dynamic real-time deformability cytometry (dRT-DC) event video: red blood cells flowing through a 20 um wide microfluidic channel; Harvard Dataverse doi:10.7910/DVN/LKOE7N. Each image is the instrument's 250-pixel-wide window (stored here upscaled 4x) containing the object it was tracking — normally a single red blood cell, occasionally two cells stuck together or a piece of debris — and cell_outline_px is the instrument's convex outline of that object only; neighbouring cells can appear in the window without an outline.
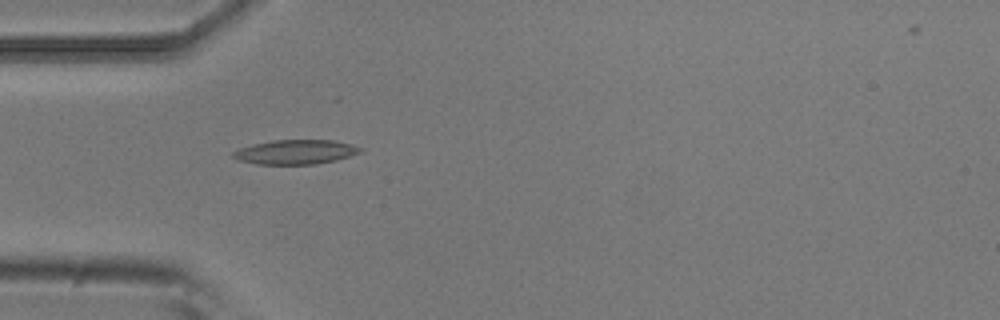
{"species": "common noctule bat (a hibernating species)", "species_latin": "Nyctalus noctula", "temperature_condition": "room temperature", "stored_images_in_passage": 5, "camera_frame_rate_fps": 3000, "um_per_image_px": 0.085, "animal": {"sex": "male", "body_mass_g": 20.5, "forearm_length_mm": 52.5}, "frame": {"image": 1, "passage_image": 4, "time_ms": 1.0, "image_size_px": [1000, 320], "cell_outline_px": [[364, 148], [360, 152], [336, 160], [316, 164], [256, 164], [240, 160], [232, 156], [232, 152], [240, 148], [252, 144], [272, 140], [332, 140], [352, 144]], "centroid_in_image_um": [25.12, 12.91], "position_along_channel_um": 59.9, "area_um2": 18.03}}
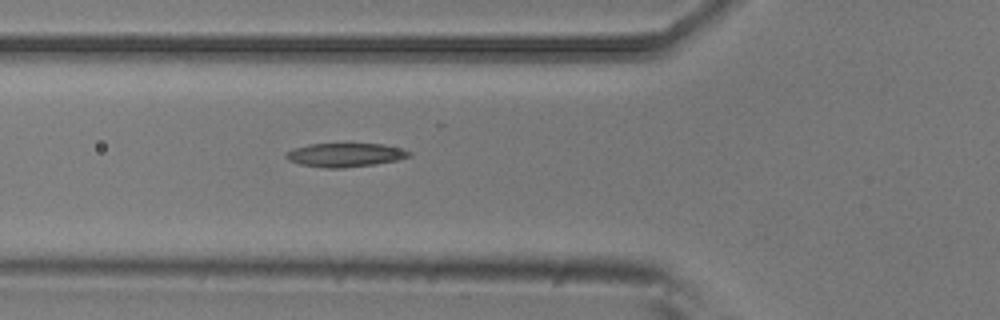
{"frame": {"image": 2, "passage_image": 5, "time_ms": 1.333, "image_size_px": [1000, 320], "cell_outline_px": [[412, 156], [396, 160], [372, 164], [344, 168], [324, 168], [300, 164], [288, 160], [284, 156], [284, 152], [292, 148], [308, 144], [384, 144], [400, 148], [412, 152]], "centroid_in_image_um": [29.29, 13.16], "position_along_channel_um": 96.5, "area_um2": 17.11}}